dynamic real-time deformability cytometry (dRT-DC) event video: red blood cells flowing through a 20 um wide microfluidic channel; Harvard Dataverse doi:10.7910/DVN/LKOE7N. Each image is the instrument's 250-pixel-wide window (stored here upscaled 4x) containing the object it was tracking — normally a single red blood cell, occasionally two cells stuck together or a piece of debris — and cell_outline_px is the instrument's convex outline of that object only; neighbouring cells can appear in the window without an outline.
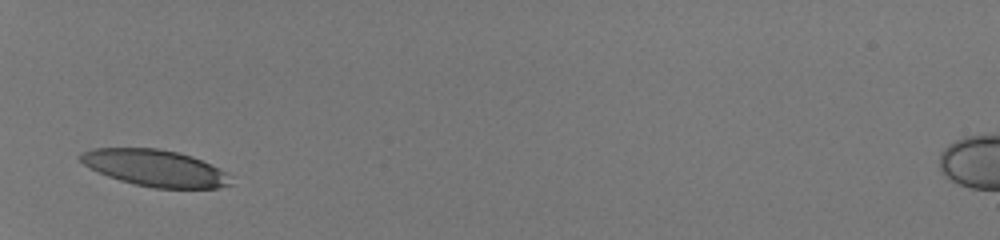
{"species": "human", "species_latin": "Homo sapiens", "temperature_condition": "room temperature", "stored_images_in_passage": 27, "camera_frame_rate_fps": 3000, "um_per_image_px": 0.085, "donor": {"sex": "male"}, "frame": {"image": 1, "passage_image": 1, "time_ms": 0.0, "image_size_px": [1000, 240], "cell_outline_px": [[232, 184], [220, 188], [152, 188], [120, 180], [108, 176], [84, 164], [76, 156], [80, 152], [96, 148], [156, 148], [176, 152], [192, 156], [224, 172]], "centroid_in_image_um": [13.13, 14.28], "position_along_channel_um": 71.9, "area_um2": 31.56}}
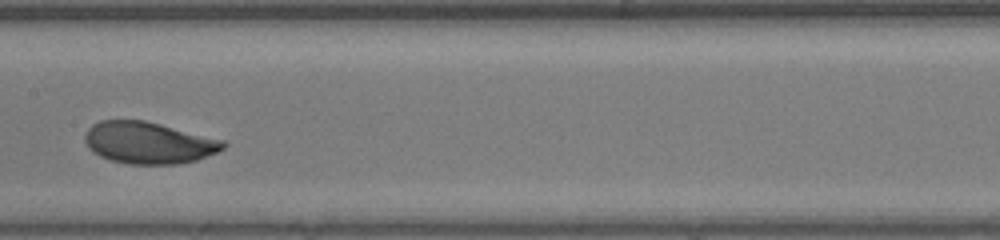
{"frame": {"image": 2, "passage_image": 11, "time_ms": 3.333, "image_size_px": [1000, 240], "cell_outline_px": [[228, 144], [224, 148], [216, 152], [196, 160], [176, 164], [128, 164], [112, 160], [100, 156], [88, 148], [84, 140], [84, 136], [88, 128], [92, 124], [100, 120], [144, 120], [224, 140]], "centroid_in_image_um": [12.61, 12.13], "position_along_channel_um": 194.8, "area_um2": 33.58}}
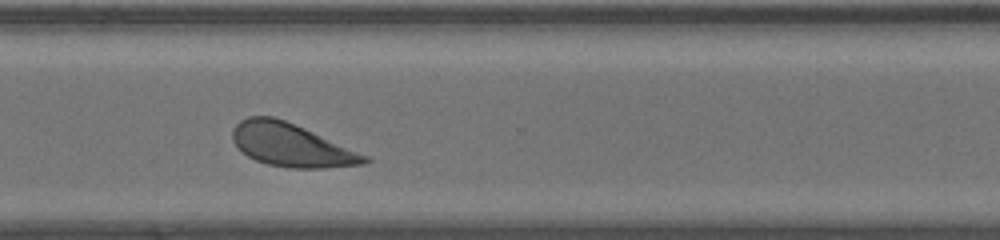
{"frame": {"image": 3, "passage_image": 22, "time_ms": 7.0, "image_size_px": [1000, 240], "cell_outline_px": [[372, 160], [364, 164], [324, 168], [288, 168], [268, 164], [256, 160], [248, 156], [232, 140], [232, 132], [236, 124], [240, 120], [248, 116], [272, 116], [284, 120], [304, 128], [372, 156]], "centroid_in_image_um": [24.82, 12.34], "position_along_channel_um": 345.8, "area_um2": 33.23}, "authors_computed_cell_mechanics": {"area_um2": 33.524, "velocity_mm_per_s": 4.1345, "shape_relaxation_time_tau1_ms": 1.5745, "shape_relaxation_time_tau2_ms": 2.4752, "deformation_change_tau1": 0.1198, "deformation_change_tau2": 0.0851}}